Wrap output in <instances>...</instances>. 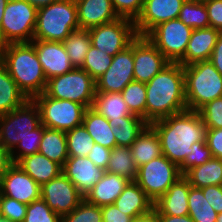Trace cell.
Masks as SVG:
<instances>
[{
    "instance_id": "cell-1",
    "label": "cell",
    "mask_w": 222,
    "mask_h": 222,
    "mask_svg": "<svg viewBox=\"0 0 222 222\" xmlns=\"http://www.w3.org/2000/svg\"><path fill=\"white\" fill-rule=\"evenodd\" d=\"M157 133L162 155L180 166L192 145L205 142L206 126L198 111L185 110L149 124Z\"/></svg>"
},
{
    "instance_id": "cell-2",
    "label": "cell",
    "mask_w": 222,
    "mask_h": 222,
    "mask_svg": "<svg viewBox=\"0 0 222 222\" xmlns=\"http://www.w3.org/2000/svg\"><path fill=\"white\" fill-rule=\"evenodd\" d=\"M145 85L148 124L187 110L181 64L170 62Z\"/></svg>"
},
{
    "instance_id": "cell-3",
    "label": "cell",
    "mask_w": 222,
    "mask_h": 222,
    "mask_svg": "<svg viewBox=\"0 0 222 222\" xmlns=\"http://www.w3.org/2000/svg\"><path fill=\"white\" fill-rule=\"evenodd\" d=\"M3 64L28 99L44 93L47 78L32 42L5 44Z\"/></svg>"
},
{
    "instance_id": "cell-4",
    "label": "cell",
    "mask_w": 222,
    "mask_h": 222,
    "mask_svg": "<svg viewBox=\"0 0 222 222\" xmlns=\"http://www.w3.org/2000/svg\"><path fill=\"white\" fill-rule=\"evenodd\" d=\"M183 70L187 110L198 111L206 103L222 97V75L210 60L183 66Z\"/></svg>"
},
{
    "instance_id": "cell-5",
    "label": "cell",
    "mask_w": 222,
    "mask_h": 222,
    "mask_svg": "<svg viewBox=\"0 0 222 222\" xmlns=\"http://www.w3.org/2000/svg\"><path fill=\"white\" fill-rule=\"evenodd\" d=\"M79 28L75 0H59L37 9L33 39L63 42Z\"/></svg>"
},
{
    "instance_id": "cell-6",
    "label": "cell",
    "mask_w": 222,
    "mask_h": 222,
    "mask_svg": "<svg viewBox=\"0 0 222 222\" xmlns=\"http://www.w3.org/2000/svg\"><path fill=\"white\" fill-rule=\"evenodd\" d=\"M44 93L51 98L67 99L90 108L96 94V81L85 70L74 68L48 79Z\"/></svg>"
},
{
    "instance_id": "cell-7",
    "label": "cell",
    "mask_w": 222,
    "mask_h": 222,
    "mask_svg": "<svg viewBox=\"0 0 222 222\" xmlns=\"http://www.w3.org/2000/svg\"><path fill=\"white\" fill-rule=\"evenodd\" d=\"M41 124L40 112L33 99L0 116V141L11 152L20 140L36 135Z\"/></svg>"
},
{
    "instance_id": "cell-8",
    "label": "cell",
    "mask_w": 222,
    "mask_h": 222,
    "mask_svg": "<svg viewBox=\"0 0 222 222\" xmlns=\"http://www.w3.org/2000/svg\"><path fill=\"white\" fill-rule=\"evenodd\" d=\"M37 8L26 0H9L4 10L0 38L5 44L31 42L36 27Z\"/></svg>"
},
{
    "instance_id": "cell-9",
    "label": "cell",
    "mask_w": 222,
    "mask_h": 222,
    "mask_svg": "<svg viewBox=\"0 0 222 222\" xmlns=\"http://www.w3.org/2000/svg\"><path fill=\"white\" fill-rule=\"evenodd\" d=\"M44 127L67 132L82 125L86 107L67 99L48 97L45 93L33 98Z\"/></svg>"
},
{
    "instance_id": "cell-10",
    "label": "cell",
    "mask_w": 222,
    "mask_h": 222,
    "mask_svg": "<svg viewBox=\"0 0 222 222\" xmlns=\"http://www.w3.org/2000/svg\"><path fill=\"white\" fill-rule=\"evenodd\" d=\"M182 176L179 166L161 155L138 167L135 182L156 202Z\"/></svg>"
},
{
    "instance_id": "cell-11",
    "label": "cell",
    "mask_w": 222,
    "mask_h": 222,
    "mask_svg": "<svg viewBox=\"0 0 222 222\" xmlns=\"http://www.w3.org/2000/svg\"><path fill=\"white\" fill-rule=\"evenodd\" d=\"M192 30L177 18L155 26L146 37L169 62L179 63L184 58Z\"/></svg>"
},
{
    "instance_id": "cell-12",
    "label": "cell",
    "mask_w": 222,
    "mask_h": 222,
    "mask_svg": "<svg viewBox=\"0 0 222 222\" xmlns=\"http://www.w3.org/2000/svg\"><path fill=\"white\" fill-rule=\"evenodd\" d=\"M88 31L91 45L113 57L130 46L138 36L134 21L123 17L95 26Z\"/></svg>"
},
{
    "instance_id": "cell-13",
    "label": "cell",
    "mask_w": 222,
    "mask_h": 222,
    "mask_svg": "<svg viewBox=\"0 0 222 222\" xmlns=\"http://www.w3.org/2000/svg\"><path fill=\"white\" fill-rule=\"evenodd\" d=\"M41 198L58 215L72 212L84 199L77 187L61 172L41 186Z\"/></svg>"
},
{
    "instance_id": "cell-14",
    "label": "cell",
    "mask_w": 222,
    "mask_h": 222,
    "mask_svg": "<svg viewBox=\"0 0 222 222\" xmlns=\"http://www.w3.org/2000/svg\"><path fill=\"white\" fill-rule=\"evenodd\" d=\"M133 62L134 81L142 83H148L170 63L146 36L133 40Z\"/></svg>"
},
{
    "instance_id": "cell-15",
    "label": "cell",
    "mask_w": 222,
    "mask_h": 222,
    "mask_svg": "<svg viewBox=\"0 0 222 222\" xmlns=\"http://www.w3.org/2000/svg\"><path fill=\"white\" fill-rule=\"evenodd\" d=\"M133 41L125 50L117 53L106 72L96 80V92H122L134 81Z\"/></svg>"
},
{
    "instance_id": "cell-16",
    "label": "cell",
    "mask_w": 222,
    "mask_h": 222,
    "mask_svg": "<svg viewBox=\"0 0 222 222\" xmlns=\"http://www.w3.org/2000/svg\"><path fill=\"white\" fill-rule=\"evenodd\" d=\"M0 194L29 205L41 198V186L13 163L0 178Z\"/></svg>"
},
{
    "instance_id": "cell-17",
    "label": "cell",
    "mask_w": 222,
    "mask_h": 222,
    "mask_svg": "<svg viewBox=\"0 0 222 222\" xmlns=\"http://www.w3.org/2000/svg\"><path fill=\"white\" fill-rule=\"evenodd\" d=\"M186 0H144L140 15L134 21L138 36H146L155 26L177 19Z\"/></svg>"
},
{
    "instance_id": "cell-18",
    "label": "cell",
    "mask_w": 222,
    "mask_h": 222,
    "mask_svg": "<svg viewBox=\"0 0 222 222\" xmlns=\"http://www.w3.org/2000/svg\"><path fill=\"white\" fill-rule=\"evenodd\" d=\"M37 57L48 79L72 71V65L63 42L33 39Z\"/></svg>"
},
{
    "instance_id": "cell-19",
    "label": "cell",
    "mask_w": 222,
    "mask_h": 222,
    "mask_svg": "<svg viewBox=\"0 0 222 222\" xmlns=\"http://www.w3.org/2000/svg\"><path fill=\"white\" fill-rule=\"evenodd\" d=\"M105 172L88 157L82 156H69L62 167V173L77 187L84 197L103 177Z\"/></svg>"
},
{
    "instance_id": "cell-20",
    "label": "cell",
    "mask_w": 222,
    "mask_h": 222,
    "mask_svg": "<svg viewBox=\"0 0 222 222\" xmlns=\"http://www.w3.org/2000/svg\"><path fill=\"white\" fill-rule=\"evenodd\" d=\"M78 24L81 29H90L118 18L111 0H75Z\"/></svg>"
},
{
    "instance_id": "cell-21",
    "label": "cell",
    "mask_w": 222,
    "mask_h": 222,
    "mask_svg": "<svg viewBox=\"0 0 222 222\" xmlns=\"http://www.w3.org/2000/svg\"><path fill=\"white\" fill-rule=\"evenodd\" d=\"M191 185L182 176L173 183L156 202L154 209L158 215L186 216L188 215V194Z\"/></svg>"
},
{
    "instance_id": "cell-22",
    "label": "cell",
    "mask_w": 222,
    "mask_h": 222,
    "mask_svg": "<svg viewBox=\"0 0 222 222\" xmlns=\"http://www.w3.org/2000/svg\"><path fill=\"white\" fill-rule=\"evenodd\" d=\"M221 32L213 27L193 29L184 55L179 62L187 66L199 61L210 60L212 51Z\"/></svg>"
},
{
    "instance_id": "cell-23",
    "label": "cell",
    "mask_w": 222,
    "mask_h": 222,
    "mask_svg": "<svg viewBox=\"0 0 222 222\" xmlns=\"http://www.w3.org/2000/svg\"><path fill=\"white\" fill-rule=\"evenodd\" d=\"M129 182L130 180L125 177L105 172L103 177L86 194L84 199L100 207L113 204Z\"/></svg>"
},
{
    "instance_id": "cell-24",
    "label": "cell",
    "mask_w": 222,
    "mask_h": 222,
    "mask_svg": "<svg viewBox=\"0 0 222 222\" xmlns=\"http://www.w3.org/2000/svg\"><path fill=\"white\" fill-rule=\"evenodd\" d=\"M113 204L132 218L147 214L154 209V202L135 181L127 184Z\"/></svg>"
},
{
    "instance_id": "cell-25",
    "label": "cell",
    "mask_w": 222,
    "mask_h": 222,
    "mask_svg": "<svg viewBox=\"0 0 222 222\" xmlns=\"http://www.w3.org/2000/svg\"><path fill=\"white\" fill-rule=\"evenodd\" d=\"M16 164L40 186L48 183L62 172V167L59 164L39 152L21 158Z\"/></svg>"
},
{
    "instance_id": "cell-26",
    "label": "cell",
    "mask_w": 222,
    "mask_h": 222,
    "mask_svg": "<svg viewBox=\"0 0 222 222\" xmlns=\"http://www.w3.org/2000/svg\"><path fill=\"white\" fill-rule=\"evenodd\" d=\"M91 108L103 115L109 123H119L123 117L135 115L128 109L120 92H96Z\"/></svg>"
},
{
    "instance_id": "cell-27",
    "label": "cell",
    "mask_w": 222,
    "mask_h": 222,
    "mask_svg": "<svg viewBox=\"0 0 222 222\" xmlns=\"http://www.w3.org/2000/svg\"><path fill=\"white\" fill-rule=\"evenodd\" d=\"M130 150L137 167L162 155L160 139L150 125L136 138Z\"/></svg>"
},
{
    "instance_id": "cell-28",
    "label": "cell",
    "mask_w": 222,
    "mask_h": 222,
    "mask_svg": "<svg viewBox=\"0 0 222 222\" xmlns=\"http://www.w3.org/2000/svg\"><path fill=\"white\" fill-rule=\"evenodd\" d=\"M82 125L96 144L111 150L117 147L116 139L108 120L91 107L86 109Z\"/></svg>"
},
{
    "instance_id": "cell-29",
    "label": "cell",
    "mask_w": 222,
    "mask_h": 222,
    "mask_svg": "<svg viewBox=\"0 0 222 222\" xmlns=\"http://www.w3.org/2000/svg\"><path fill=\"white\" fill-rule=\"evenodd\" d=\"M38 152L63 167L69 157L66 132L43 126Z\"/></svg>"
},
{
    "instance_id": "cell-30",
    "label": "cell",
    "mask_w": 222,
    "mask_h": 222,
    "mask_svg": "<svg viewBox=\"0 0 222 222\" xmlns=\"http://www.w3.org/2000/svg\"><path fill=\"white\" fill-rule=\"evenodd\" d=\"M183 176L194 188L222 185V159L212 158L200 166L189 169Z\"/></svg>"
},
{
    "instance_id": "cell-31",
    "label": "cell",
    "mask_w": 222,
    "mask_h": 222,
    "mask_svg": "<svg viewBox=\"0 0 222 222\" xmlns=\"http://www.w3.org/2000/svg\"><path fill=\"white\" fill-rule=\"evenodd\" d=\"M28 98L11 78L4 64L0 65V116L23 105Z\"/></svg>"
},
{
    "instance_id": "cell-32",
    "label": "cell",
    "mask_w": 222,
    "mask_h": 222,
    "mask_svg": "<svg viewBox=\"0 0 222 222\" xmlns=\"http://www.w3.org/2000/svg\"><path fill=\"white\" fill-rule=\"evenodd\" d=\"M117 146L130 147L142 131L149 125L142 117L129 115L119 123H109Z\"/></svg>"
},
{
    "instance_id": "cell-33",
    "label": "cell",
    "mask_w": 222,
    "mask_h": 222,
    "mask_svg": "<svg viewBox=\"0 0 222 222\" xmlns=\"http://www.w3.org/2000/svg\"><path fill=\"white\" fill-rule=\"evenodd\" d=\"M106 172L115 173L130 181H135L138 167L131 155L130 147L117 146L111 151Z\"/></svg>"
},
{
    "instance_id": "cell-34",
    "label": "cell",
    "mask_w": 222,
    "mask_h": 222,
    "mask_svg": "<svg viewBox=\"0 0 222 222\" xmlns=\"http://www.w3.org/2000/svg\"><path fill=\"white\" fill-rule=\"evenodd\" d=\"M66 52L75 68H81L91 47L90 33L86 29L72 31L63 41Z\"/></svg>"
},
{
    "instance_id": "cell-35",
    "label": "cell",
    "mask_w": 222,
    "mask_h": 222,
    "mask_svg": "<svg viewBox=\"0 0 222 222\" xmlns=\"http://www.w3.org/2000/svg\"><path fill=\"white\" fill-rule=\"evenodd\" d=\"M188 208V215L194 222H216L218 213L207 202L201 188L190 187Z\"/></svg>"
},
{
    "instance_id": "cell-36",
    "label": "cell",
    "mask_w": 222,
    "mask_h": 222,
    "mask_svg": "<svg viewBox=\"0 0 222 222\" xmlns=\"http://www.w3.org/2000/svg\"><path fill=\"white\" fill-rule=\"evenodd\" d=\"M178 18L192 29L210 27L208 11L203 0H186Z\"/></svg>"
},
{
    "instance_id": "cell-37",
    "label": "cell",
    "mask_w": 222,
    "mask_h": 222,
    "mask_svg": "<svg viewBox=\"0 0 222 222\" xmlns=\"http://www.w3.org/2000/svg\"><path fill=\"white\" fill-rule=\"evenodd\" d=\"M121 94L130 112L146 121L145 83L132 81L122 90Z\"/></svg>"
},
{
    "instance_id": "cell-38",
    "label": "cell",
    "mask_w": 222,
    "mask_h": 222,
    "mask_svg": "<svg viewBox=\"0 0 222 222\" xmlns=\"http://www.w3.org/2000/svg\"><path fill=\"white\" fill-rule=\"evenodd\" d=\"M68 156L87 157L94 145L93 138L83 125L66 132Z\"/></svg>"
},
{
    "instance_id": "cell-39",
    "label": "cell",
    "mask_w": 222,
    "mask_h": 222,
    "mask_svg": "<svg viewBox=\"0 0 222 222\" xmlns=\"http://www.w3.org/2000/svg\"><path fill=\"white\" fill-rule=\"evenodd\" d=\"M113 56L91 45L81 69L85 70L95 81L109 68Z\"/></svg>"
},
{
    "instance_id": "cell-40",
    "label": "cell",
    "mask_w": 222,
    "mask_h": 222,
    "mask_svg": "<svg viewBox=\"0 0 222 222\" xmlns=\"http://www.w3.org/2000/svg\"><path fill=\"white\" fill-rule=\"evenodd\" d=\"M61 222H103L101 207L83 199L72 212L61 216Z\"/></svg>"
},
{
    "instance_id": "cell-41",
    "label": "cell",
    "mask_w": 222,
    "mask_h": 222,
    "mask_svg": "<svg viewBox=\"0 0 222 222\" xmlns=\"http://www.w3.org/2000/svg\"><path fill=\"white\" fill-rule=\"evenodd\" d=\"M23 222H61V216L55 213L42 198H39L27 206Z\"/></svg>"
},
{
    "instance_id": "cell-42",
    "label": "cell",
    "mask_w": 222,
    "mask_h": 222,
    "mask_svg": "<svg viewBox=\"0 0 222 222\" xmlns=\"http://www.w3.org/2000/svg\"><path fill=\"white\" fill-rule=\"evenodd\" d=\"M43 135V125L40 124L36 128V135H29L17 144L10 152L11 160L17 163L21 158L38 153L39 145Z\"/></svg>"
},
{
    "instance_id": "cell-43",
    "label": "cell",
    "mask_w": 222,
    "mask_h": 222,
    "mask_svg": "<svg viewBox=\"0 0 222 222\" xmlns=\"http://www.w3.org/2000/svg\"><path fill=\"white\" fill-rule=\"evenodd\" d=\"M191 147V153L187 155L185 161L179 166L180 172L183 175L189 169L200 166L213 158L211 149L206 141L194 143Z\"/></svg>"
},
{
    "instance_id": "cell-44",
    "label": "cell",
    "mask_w": 222,
    "mask_h": 222,
    "mask_svg": "<svg viewBox=\"0 0 222 222\" xmlns=\"http://www.w3.org/2000/svg\"><path fill=\"white\" fill-rule=\"evenodd\" d=\"M198 112L206 128H222V97L206 103Z\"/></svg>"
},
{
    "instance_id": "cell-45",
    "label": "cell",
    "mask_w": 222,
    "mask_h": 222,
    "mask_svg": "<svg viewBox=\"0 0 222 222\" xmlns=\"http://www.w3.org/2000/svg\"><path fill=\"white\" fill-rule=\"evenodd\" d=\"M27 206L24 203L0 194V213L2 218L12 222H23Z\"/></svg>"
},
{
    "instance_id": "cell-46",
    "label": "cell",
    "mask_w": 222,
    "mask_h": 222,
    "mask_svg": "<svg viewBox=\"0 0 222 222\" xmlns=\"http://www.w3.org/2000/svg\"><path fill=\"white\" fill-rule=\"evenodd\" d=\"M114 10L119 17L133 21L140 15L144 0H111Z\"/></svg>"
},
{
    "instance_id": "cell-47",
    "label": "cell",
    "mask_w": 222,
    "mask_h": 222,
    "mask_svg": "<svg viewBox=\"0 0 222 222\" xmlns=\"http://www.w3.org/2000/svg\"><path fill=\"white\" fill-rule=\"evenodd\" d=\"M208 11L210 27L222 33V0H203Z\"/></svg>"
},
{
    "instance_id": "cell-48",
    "label": "cell",
    "mask_w": 222,
    "mask_h": 222,
    "mask_svg": "<svg viewBox=\"0 0 222 222\" xmlns=\"http://www.w3.org/2000/svg\"><path fill=\"white\" fill-rule=\"evenodd\" d=\"M205 140L211 149L213 158L222 159V128H206Z\"/></svg>"
},
{
    "instance_id": "cell-49",
    "label": "cell",
    "mask_w": 222,
    "mask_h": 222,
    "mask_svg": "<svg viewBox=\"0 0 222 222\" xmlns=\"http://www.w3.org/2000/svg\"><path fill=\"white\" fill-rule=\"evenodd\" d=\"M111 149H108L106 147H103L100 144L94 143L92 149L88 153V158L101 169L105 170L108 167L109 158L111 154Z\"/></svg>"
},
{
    "instance_id": "cell-50",
    "label": "cell",
    "mask_w": 222,
    "mask_h": 222,
    "mask_svg": "<svg viewBox=\"0 0 222 222\" xmlns=\"http://www.w3.org/2000/svg\"><path fill=\"white\" fill-rule=\"evenodd\" d=\"M207 202L218 213H222V185H211L201 188Z\"/></svg>"
},
{
    "instance_id": "cell-51",
    "label": "cell",
    "mask_w": 222,
    "mask_h": 222,
    "mask_svg": "<svg viewBox=\"0 0 222 222\" xmlns=\"http://www.w3.org/2000/svg\"><path fill=\"white\" fill-rule=\"evenodd\" d=\"M103 222H131L132 217L123 213L114 204L101 206Z\"/></svg>"
},
{
    "instance_id": "cell-52",
    "label": "cell",
    "mask_w": 222,
    "mask_h": 222,
    "mask_svg": "<svg viewBox=\"0 0 222 222\" xmlns=\"http://www.w3.org/2000/svg\"><path fill=\"white\" fill-rule=\"evenodd\" d=\"M210 62L222 75V33L218 36V39L210 57Z\"/></svg>"
},
{
    "instance_id": "cell-53",
    "label": "cell",
    "mask_w": 222,
    "mask_h": 222,
    "mask_svg": "<svg viewBox=\"0 0 222 222\" xmlns=\"http://www.w3.org/2000/svg\"><path fill=\"white\" fill-rule=\"evenodd\" d=\"M12 164L10 151L0 141V178Z\"/></svg>"
},
{
    "instance_id": "cell-54",
    "label": "cell",
    "mask_w": 222,
    "mask_h": 222,
    "mask_svg": "<svg viewBox=\"0 0 222 222\" xmlns=\"http://www.w3.org/2000/svg\"><path fill=\"white\" fill-rule=\"evenodd\" d=\"M131 222H160L157 211L152 209L149 213L135 217Z\"/></svg>"
},
{
    "instance_id": "cell-55",
    "label": "cell",
    "mask_w": 222,
    "mask_h": 222,
    "mask_svg": "<svg viewBox=\"0 0 222 222\" xmlns=\"http://www.w3.org/2000/svg\"><path fill=\"white\" fill-rule=\"evenodd\" d=\"M160 222H194L189 215L186 216H172V215H158Z\"/></svg>"
},
{
    "instance_id": "cell-56",
    "label": "cell",
    "mask_w": 222,
    "mask_h": 222,
    "mask_svg": "<svg viewBox=\"0 0 222 222\" xmlns=\"http://www.w3.org/2000/svg\"><path fill=\"white\" fill-rule=\"evenodd\" d=\"M32 6H35L37 9L45 7L51 3L57 2L59 0H26Z\"/></svg>"
},
{
    "instance_id": "cell-57",
    "label": "cell",
    "mask_w": 222,
    "mask_h": 222,
    "mask_svg": "<svg viewBox=\"0 0 222 222\" xmlns=\"http://www.w3.org/2000/svg\"><path fill=\"white\" fill-rule=\"evenodd\" d=\"M9 0H0V28H1V23H2V18L4 15V10L5 7L7 6Z\"/></svg>"
},
{
    "instance_id": "cell-58",
    "label": "cell",
    "mask_w": 222,
    "mask_h": 222,
    "mask_svg": "<svg viewBox=\"0 0 222 222\" xmlns=\"http://www.w3.org/2000/svg\"><path fill=\"white\" fill-rule=\"evenodd\" d=\"M5 43L0 38V65L3 64Z\"/></svg>"
},
{
    "instance_id": "cell-59",
    "label": "cell",
    "mask_w": 222,
    "mask_h": 222,
    "mask_svg": "<svg viewBox=\"0 0 222 222\" xmlns=\"http://www.w3.org/2000/svg\"><path fill=\"white\" fill-rule=\"evenodd\" d=\"M216 222H222V213L218 214Z\"/></svg>"
},
{
    "instance_id": "cell-60",
    "label": "cell",
    "mask_w": 222,
    "mask_h": 222,
    "mask_svg": "<svg viewBox=\"0 0 222 222\" xmlns=\"http://www.w3.org/2000/svg\"><path fill=\"white\" fill-rule=\"evenodd\" d=\"M0 222H12V221L1 217V218H0Z\"/></svg>"
}]
</instances>
